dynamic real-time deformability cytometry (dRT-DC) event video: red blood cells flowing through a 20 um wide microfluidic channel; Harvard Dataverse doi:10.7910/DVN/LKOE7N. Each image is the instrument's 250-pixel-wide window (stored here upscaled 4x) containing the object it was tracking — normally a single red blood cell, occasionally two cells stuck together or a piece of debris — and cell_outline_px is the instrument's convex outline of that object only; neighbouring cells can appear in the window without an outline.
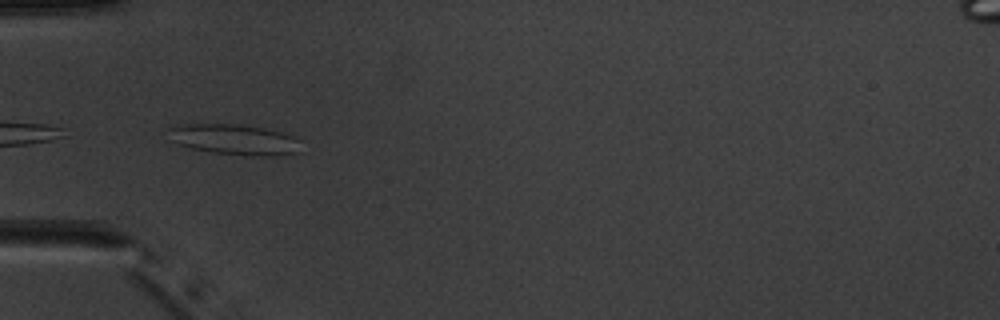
{"species": "common noctule bat (a hibernating species)", "species_latin": "Nyctalus noctula", "temperature_condition": "warm", "stored_images_in_passage": 5, "camera_frame_rate_fps": 3000, "um_per_image_px": 0.085, "animal": {"sex": "male", "body_mass_g": 20.1, "forearm_length_mm": 53.5}, "frame": {"image": 1, "passage_image": 5, "time_ms": 4.667, "image_size_px": [1000, 320], "cell_outline_px": [[300, 152], [276, 156], [248, 156], [216, 152], [188, 148], [176, 144], [172, 140], [168, 128], [168, 124], [240, 124], [264, 128], [280, 132], [292, 136], [300, 140]], "centroid_in_image_um": [19.9, 11.85], "position_along_channel_um": 65.1, "area_um2": 23.87}}